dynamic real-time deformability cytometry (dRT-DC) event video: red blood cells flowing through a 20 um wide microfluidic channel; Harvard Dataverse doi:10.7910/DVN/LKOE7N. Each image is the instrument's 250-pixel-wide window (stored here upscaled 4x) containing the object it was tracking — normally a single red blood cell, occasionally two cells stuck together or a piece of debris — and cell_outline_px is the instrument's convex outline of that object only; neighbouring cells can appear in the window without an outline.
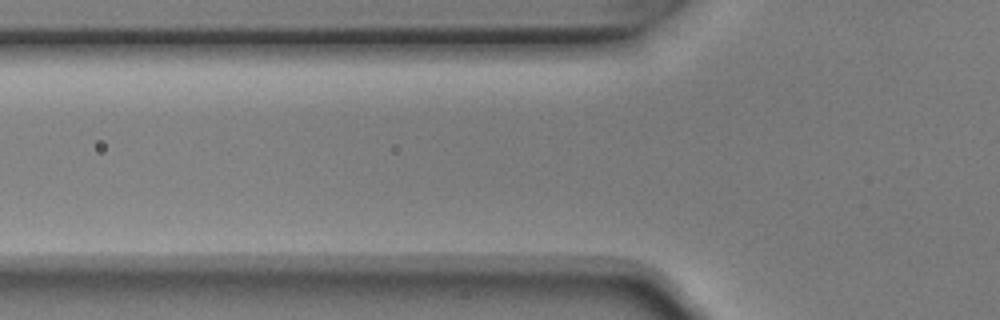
{"species": "Egyptian fruit bat (a non-hibernating species)", "species_latin": "Rousettus aegyptiacus", "temperature_condition": "room temperature", "stored_images_in_passage": 2, "camera_frame_rate_fps": 3000, "um_per_image_px": 0.085, "animal": {"sex": "male"}, "frame": {"image": 1, "passage_image": 2, "time_ms": 0.333, "image_size_px": [1000, 320], "cell_outline_px": [[388, 60], [320, 64], [204, 64], [172, 60], [168, 56], [176, 44], [300, 44], [380, 52], [388, 56]], "centroid_in_image_um": [22.93, 4.62], "position_along_channel_um": 102.9, "area_um2": 26.93}}